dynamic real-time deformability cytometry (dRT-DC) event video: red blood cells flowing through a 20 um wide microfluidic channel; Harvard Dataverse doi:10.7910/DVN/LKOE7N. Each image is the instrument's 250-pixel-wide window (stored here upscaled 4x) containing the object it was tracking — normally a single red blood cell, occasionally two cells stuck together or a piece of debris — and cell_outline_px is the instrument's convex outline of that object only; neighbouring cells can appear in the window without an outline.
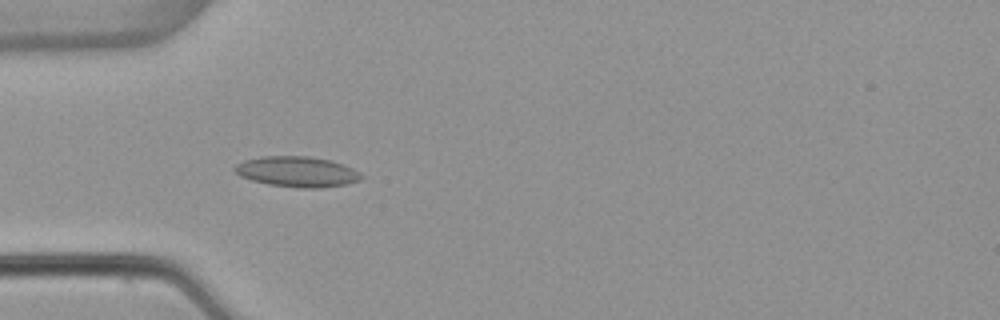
{"species": "common noctule bat (a hibernating species)", "species_latin": "Nyctalus noctula", "temperature_condition": "warm", "stored_images_in_passage": 47, "camera_frame_rate_fps": 3000, "um_per_image_px": 0.085, "animal": {"sex": "female", "body_mass_g": 22.7, "forearm_length_mm": 54.2}, "frame": {"image": 1, "passage_image": 15, "time_ms": 4.667, "image_size_px": [1000, 320], "cell_outline_px": [[364, 176], [360, 180], [344, 184], [320, 188], [300, 188], [268, 184], [252, 180], [240, 176], [232, 168], [236, 164], [244, 160], [264, 156], [308, 156], [332, 160], [352, 168], [360, 172]], "centroid_in_image_um": [25.25, 14.59], "position_along_channel_um": 59.7, "area_um2": 22.48}}
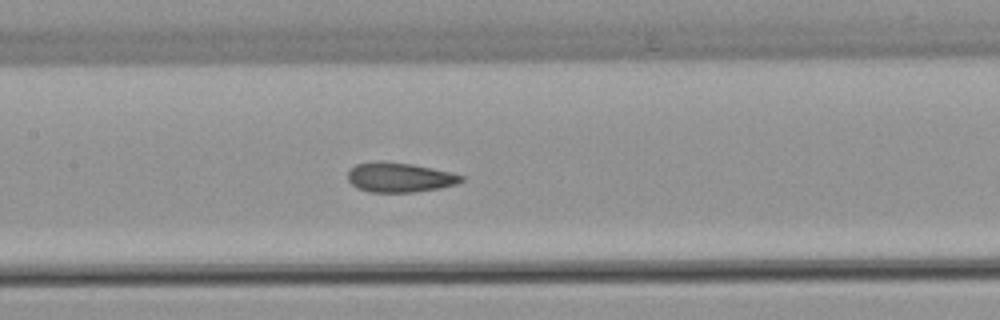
{"frame": {"image": 2, "passage_image": 24, "time_ms": 7.667, "image_size_px": [1000, 320], "cell_outline_px": [[464, 180], [456, 184], [440, 188], [412, 192], [368, 192], [356, 188], [348, 180], [348, 172], [356, 164], [376, 160], [384, 160], [412, 164], [432, 168], [464, 176]], "centroid_in_image_um": [33.93, 15.07], "position_along_channel_um": 173.5, "area_um2": 19.71}}
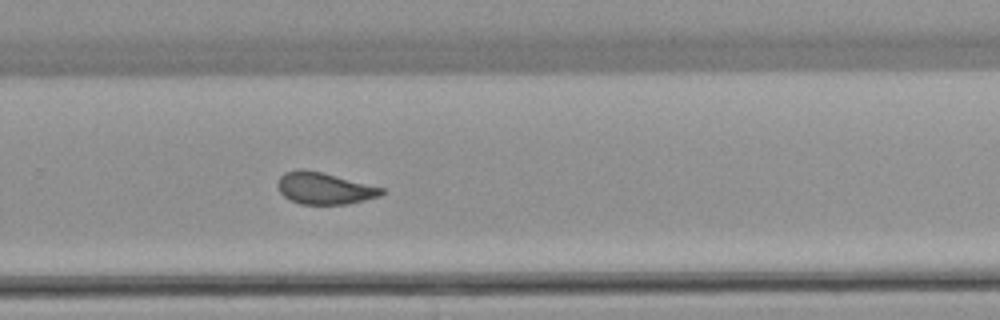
{"frame": {"image": 3, "passage_image": 34, "time_ms": 11.0, "image_size_px": [1000, 320], "cell_outline_px": [[384, 192], [380, 196], [348, 204], [300, 204], [284, 196], [280, 192], [276, 184], [280, 176], [284, 172], [300, 168], [304, 168], [384, 188]], "centroid_in_image_um": [27.53, 16.0], "position_along_channel_um": 302.3, "area_um2": 19.13}, "authors_computed_cell_mechanics": {"area_um2": 20.519, "velocity_mm_per_s": 3.8796, "shape_relaxation_time_tau1_ms": null, "shape_relaxation_time_tau2_ms": 1.4056, "deformation_change_tau1": null, "deformation_change_tau2": 0.0674}}